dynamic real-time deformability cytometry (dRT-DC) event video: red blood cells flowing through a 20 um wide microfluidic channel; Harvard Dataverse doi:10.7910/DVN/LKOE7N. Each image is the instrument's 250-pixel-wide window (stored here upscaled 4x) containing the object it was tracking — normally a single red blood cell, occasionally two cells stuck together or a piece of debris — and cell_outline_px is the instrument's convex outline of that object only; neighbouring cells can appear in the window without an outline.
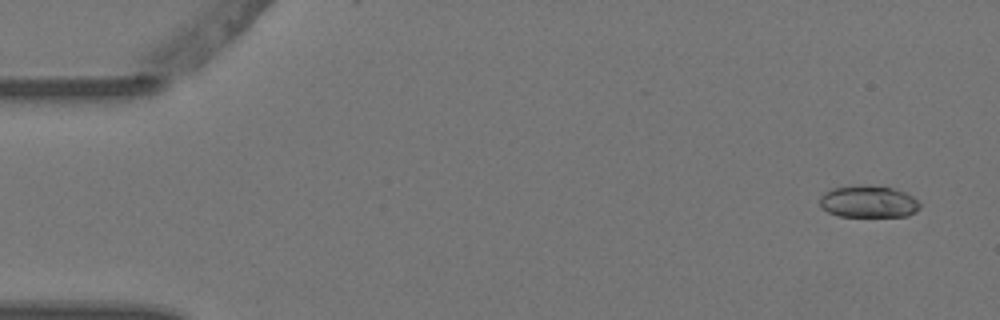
{"species": "Egyptian fruit bat (a non-hibernating species)", "species_latin": "Rousettus aegyptiacus", "temperature_condition": "warm", "stored_images_in_passage": 2, "camera_frame_rate_fps": 3000, "um_per_image_px": 0.085, "animal": {"sex": "female"}, "frame": {"image": 1, "passage_image": 1, "time_ms": 0.0, "image_size_px": [1000, 320], "cell_outline_px": [[920, 208], [916, 212], [908, 216], [840, 216], [828, 212], [820, 204], [820, 196], [824, 192], [832, 188], [860, 184], [864, 184], [892, 188], [904, 192], [912, 196], [920, 204]], "centroid_in_image_um": [73.81, 17.13], "position_along_channel_um": 11.2, "area_um2": 18.73}}